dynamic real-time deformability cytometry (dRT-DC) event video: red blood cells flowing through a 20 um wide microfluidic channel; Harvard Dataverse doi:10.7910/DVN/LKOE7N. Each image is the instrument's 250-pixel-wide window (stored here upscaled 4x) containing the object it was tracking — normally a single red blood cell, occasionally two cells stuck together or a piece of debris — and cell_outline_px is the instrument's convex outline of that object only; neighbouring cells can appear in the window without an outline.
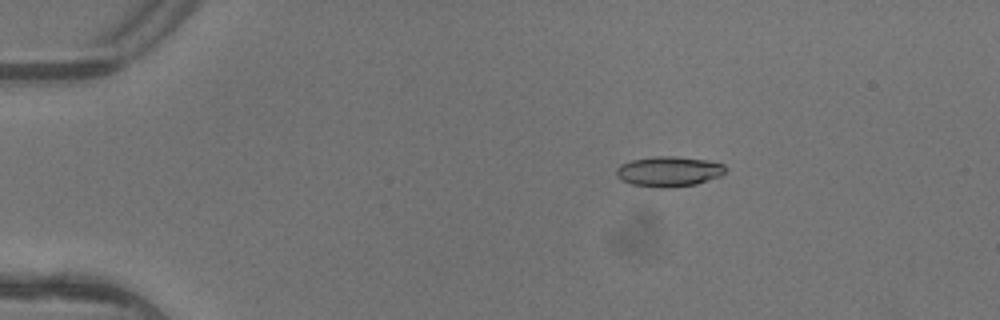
{"species": "common noctule bat (a hibernating species)", "species_latin": "Nyctalus noctula", "temperature_condition": "warm", "stored_images_in_passage": 5, "camera_frame_rate_fps": 3000, "um_per_image_px": 0.085, "animal": {"sex": "female"}, "frame": {"image": 1, "passage_image": 3, "time_ms": 0.667, "image_size_px": [1000, 320], "cell_outline_px": [[728, 168], [720, 176], [696, 184], [664, 188], [656, 188], [632, 184], [620, 180], [616, 176], [616, 168], [620, 164], [632, 160], [652, 156], [676, 156], [708, 160], [724, 164]], "centroid_in_image_um": [56.83, 14.57], "position_along_channel_um": 28.2, "area_um2": 19.42}}